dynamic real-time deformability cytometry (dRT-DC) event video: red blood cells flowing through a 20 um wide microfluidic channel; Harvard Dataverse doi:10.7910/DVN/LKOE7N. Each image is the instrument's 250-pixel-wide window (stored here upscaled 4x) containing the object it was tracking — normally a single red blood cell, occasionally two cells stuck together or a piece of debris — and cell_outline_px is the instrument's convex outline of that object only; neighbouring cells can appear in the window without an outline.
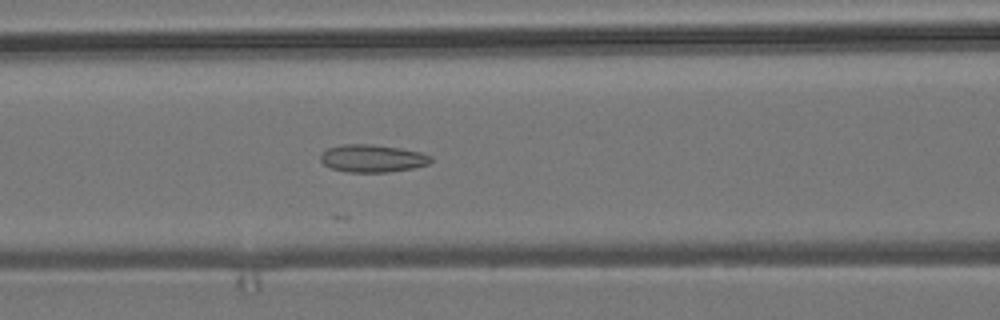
{"species": "common noctule bat (a hibernating species)", "species_latin": "Nyctalus noctula", "temperature_condition": "room temperature", "stored_images_in_passage": 29, "camera_frame_rate_fps": 3000, "um_per_image_px": 0.085, "animal": {"sex": "male", "body_mass_g": 19.2, "forearm_length_mm": 51.8}, "frame": {"image": 1, "passage_image": 23, "time_ms": 7.333, "image_size_px": [1000, 320], "cell_outline_px": [[432, 160], [428, 164], [412, 168], [388, 172], [348, 172], [332, 168], [324, 164], [320, 160], [320, 156], [328, 148], [344, 144], [368, 144], [400, 148], [420, 152], [432, 156]], "centroid_in_image_um": [31.66, 13.46], "position_along_channel_um": 134.9, "area_um2": 17.57}}
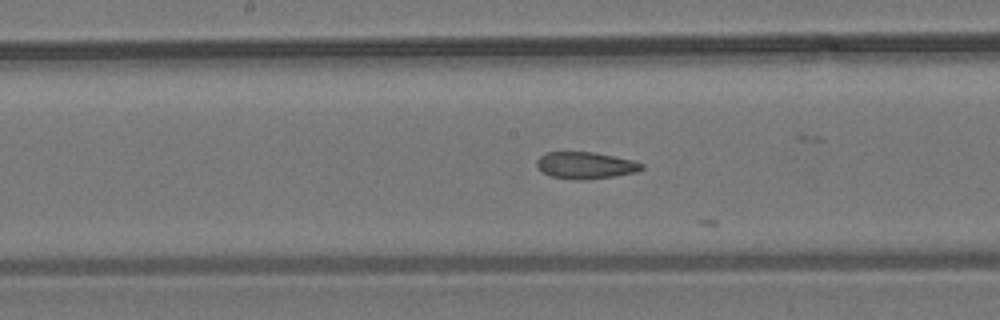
{"frame": {"image": 2, "passage_image": 28, "time_ms": 9.0, "image_size_px": [1000, 320], "cell_outline_px": [[644, 168], [636, 172], [588, 180], [580, 180], [552, 176], [544, 172], [536, 164], [536, 160], [540, 156], [548, 152], [596, 152], [632, 160], [644, 164]], "centroid_in_image_um": [49.79, 14.05], "position_along_channel_um": 198.4, "area_um2": 16.24}}